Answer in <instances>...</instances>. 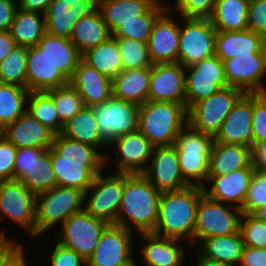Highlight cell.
<instances>
[{"mask_svg": "<svg viewBox=\"0 0 266 266\" xmlns=\"http://www.w3.org/2000/svg\"><path fill=\"white\" fill-rule=\"evenodd\" d=\"M180 19V15L166 9L154 22L147 41L153 64L177 62Z\"/></svg>", "mask_w": 266, "mask_h": 266, "instance_id": "21", "label": "cell"}, {"mask_svg": "<svg viewBox=\"0 0 266 266\" xmlns=\"http://www.w3.org/2000/svg\"><path fill=\"white\" fill-rule=\"evenodd\" d=\"M240 232L244 245L266 249V222L252 213H243L240 221Z\"/></svg>", "mask_w": 266, "mask_h": 266, "instance_id": "47", "label": "cell"}, {"mask_svg": "<svg viewBox=\"0 0 266 266\" xmlns=\"http://www.w3.org/2000/svg\"><path fill=\"white\" fill-rule=\"evenodd\" d=\"M69 83L77 90L85 106L103 104L112 97V80L82 59L75 68Z\"/></svg>", "mask_w": 266, "mask_h": 266, "instance_id": "28", "label": "cell"}, {"mask_svg": "<svg viewBox=\"0 0 266 266\" xmlns=\"http://www.w3.org/2000/svg\"><path fill=\"white\" fill-rule=\"evenodd\" d=\"M216 34L210 19L181 17L177 62L188 67L215 55Z\"/></svg>", "mask_w": 266, "mask_h": 266, "instance_id": "12", "label": "cell"}, {"mask_svg": "<svg viewBox=\"0 0 266 266\" xmlns=\"http://www.w3.org/2000/svg\"><path fill=\"white\" fill-rule=\"evenodd\" d=\"M26 65V88L30 92L48 91L69 84V80L36 45L28 47Z\"/></svg>", "mask_w": 266, "mask_h": 266, "instance_id": "26", "label": "cell"}, {"mask_svg": "<svg viewBox=\"0 0 266 266\" xmlns=\"http://www.w3.org/2000/svg\"><path fill=\"white\" fill-rule=\"evenodd\" d=\"M0 238V266L3 261L21 244L23 241L19 238Z\"/></svg>", "mask_w": 266, "mask_h": 266, "instance_id": "58", "label": "cell"}, {"mask_svg": "<svg viewBox=\"0 0 266 266\" xmlns=\"http://www.w3.org/2000/svg\"><path fill=\"white\" fill-rule=\"evenodd\" d=\"M107 225L105 221L94 218L82 210L67 218L58 227V231L54 232L52 240L74 250L87 261L93 254L100 235Z\"/></svg>", "mask_w": 266, "mask_h": 266, "instance_id": "11", "label": "cell"}, {"mask_svg": "<svg viewBox=\"0 0 266 266\" xmlns=\"http://www.w3.org/2000/svg\"><path fill=\"white\" fill-rule=\"evenodd\" d=\"M138 130L154 147L174 145L188 123L186 104L148 100L138 108Z\"/></svg>", "mask_w": 266, "mask_h": 266, "instance_id": "4", "label": "cell"}, {"mask_svg": "<svg viewBox=\"0 0 266 266\" xmlns=\"http://www.w3.org/2000/svg\"><path fill=\"white\" fill-rule=\"evenodd\" d=\"M49 155L57 185L84 193L96 175L105 170V155L98 148L61 133L54 135Z\"/></svg>", "mask_w": 266, "mask_h": 266, "instance_id": "1", "label": "cell"}, {"mask_svg": "<svg viewBox=\"0 0 266 266\" xmlns=\"http://www.w3.org/2000/svg\"><path fill=\"white\" fill-rule=\"evenodd\" d=\"M135 236L120 225L108 224L87 260V266H133L136 260Z\"/></svg>", "mask_w": 266, "mask_h": 266, "instance_id": "14", "label": "cell"}, {"mask_svg": "<svg viewBox=\"0 0 266 266\" xmlns=\"http://www.w3.org/2000/svg\"><path fill=\"white\" fill-rule=\"evenodd\" d=\"M242 214L240 208L213 200L204 193L196 209L194 249L205 238L238 233Z\"/></svg>", "mask_w": 266, "mask_h": 266, "instance_id": "9", "label": "cell"}, {"mask_svg": "<svg viewBox=\"0 0 266 266\" xmlns=\"http://www.w3.org/2000/svg\"><path fill=\"white\" fill-rule=\"evenodd\" d=\"M247 29L266 39V0H250Z\"/></svg>", "mask_w": 266, "mask_h": 266, "instance_id": "52", "label": "cell"}, {"mask_svg": "<svg viewBox=\"0 0 266 266\" xmlns=\"http://www.w3.org/2000/svg\"><path fill=\"white\" fill-rule=\"evenodd\" d=\"M250 0H216L210 21L216 31L247 30Z\"/></svg>", "mask_w": 266, "mask_h": 266, "instance_id": "39", "label": "cell"}, {"mask_svg": "<svg viewBox=\"0 0 266 266\" xmlns=\"http://www.w3.org/2000/svg\"><path fill=\"white\" fill-rule=\"evenodd\" d=\"M82 210L84 192L76 188L56 185L36 195L35 239L53 234L67 218Z\"/></svg>", "mask_w": 266, "mask_h": 266, "instance_id": "5", "label": "cell"}, {"mask_svg": "<svg viewBox=\"0 0 266 266\" xmlns=\"http://www.w3.org/2000/svg\"><path fill=\"white\" fill-rule=\"evenodd\" d=\"M223 65L227 86L244 93H266V53L238 55Z\"/></svg>", "mask_w": 266, "mask_h": 266, "instance_id": "19", "label": "cell"}, {"mask_svg": "<svg viewBox=\"0 0 266 266\" xmlns=\"http://www.w3.org/2000/svg\"><path fill=\"white\" fill-rule=\"evenodd\" d=\"M193 251H195V252H193ZM191 253L193 255H191ZM189 255H191V256H188V257H190V259H192L191 258L192 256H193V259L195 258V260H193V261H195V262H193V265H195V266H234V265H231V264H228V263H223V262H219V261H215V260H211V259L205 258V257L201 256L193 248L190 250Z\"/></svg>", "mask_w": 266, "mask_h": 266, "instance_id": "60", "label": "cell"}, {"mask_svg": "<svg viewBox=\"0 0 266 266\" xmlns=\"http://www.w3.org/2000/svg\"><path fill=\"white\" fill-rule=\"evenodd\" d=\"M61 134L67 138L92 145L104 155L108 149V143L98 131L95 115L90 106H84L81 111L65 123Z\"/></svg>", "mask_w": 266, "mask_h": 266, "instance_id": "36", "label": "cell"}, {"mask_svg": "<svg viewBox=\"0 0 266 266\" xmlns=\"http://www.w3.org/2000/svg\"><path fill=\"white\" fill-rule=\"evenodd\" d=\"M97 8V0H53L44 16L47 33L70 38L73 27Z\"/></svg>", "mask_w": 266, "mask_h": 266, "instance_id": "24", "label": "cell"}, {"mask_svg": "<svg viewBox=\"0 0 266 266\" xmlns=\"http://www.w3.org/2000/svg\"><path fill=\"white\" fill-rule=\"evenodd\" d=\"M151 68L123 69L112 79V97L143 105L148 101Z\"/></svg>", "mask_w": 266, "mask_h": 266, "instance_id": "31", "label": "cell"}, {"mask_svg": "<svg viewBox=\"0 0 266 266\" xmlns=\"http://www.w3.org/2000/svg\"><path fill=\"white\" fill-rule=\"evenodd\" d=\"M254 171L253 168H242L223 176H208L203 191L213 200L242 209Z\"/></svg>", "mask_w": 266, "mask_h": 266, "instance_id": "25", "label": "cell"}, {"mask_svg": "<svg viewBox=\"0 0 266 266\" xmlns=\"http://www.w3.org/2000/svg\"><path fill=\"white\" fill-rule=\"evenodd\" d=\"M255 217L266 222V205L259 207L252 213Z\"/></svg>", "mask_w": 266, "mask_h": 266, "instance_id": "61", "label": "cell"}, {"mask_svg": "<svg viewBox=\"0 0 266 266\" xmlns=\"http://www.w3.org/2000/svg\"><path fill=\"white\" fill-rule=\"evenodd\" d=\"M136 237L138 240L135 238V242L140 243L135 244L138 246H135V249L138 250H135V259H138L143 266H187L188 260L186 261V259L191 250V246L187 242L160 237L153 233H139ZM182 245H187V247ZM138 261L135 260V264L142 266Z\"/></svg>", "mask_w": 266, "mask_h": 266, "instance_id": "16", "label": "cell"}, {"mask_svg": "<svg viewBox=\"0 0 266 266\" xmlns=\"http://www.w3.org/2000/svg\"><path fill=\"white\" fill-rule=\"evenodd\" d=\"M18 44L9 31L0 32V62L4 60Z\"/></svg>", "mask_w": 266, "mask_h": 266, "instance_id": "59", "label": "cell"}, {"mask_svg": "<svg viewBox=\"0 0 266 266\" xmlns=\"http://www.w3.org/2000/svg\"><path fill=\"white\" fill-rule=\"evenodd\" d=\"M253 114V93H244L235 103L219 131L213 137L215 143L241 144L251 147L254 131L251 120Z\"/></svg>", "mask_w": 266, "mask_h": 266, "instance_id": "23", "label": "cell"}, {"mask_svg": "<svg viewBox=\"0 0 266 266\" xmlns=\"http://www.w3.org/2000/svg\"><path fill=\"white\" fill-rule=\"evenodd\" d=\"M48 57L54 67L70 80L82 55L67 37L54 36L46 33L36 45Z\"/></svg>", "mask_w": 266, "mask_h": 266, "instance_id": "32", "label": "cell"}, {"mask_svg": "<svg viewBox=\"0 0 266 266\" xmlns=\"http://www.w3.org/2000/svg\"><path fill=\"white\" fill-rule=\"evenodd\" d=\"M186 108L227 87L223 61L213 55L185 67Z\"/></svg>", "mask_w": 266, "mask_h": 266, "instance_id": "18", "label": "cell"}, {"mask_svg": "<svg viewBox=\"0 0 266 266\" xmlns=\"http://www.w3.org/2000/svg\"><path fill=\"white\" fill-rule=\"evenodd\" d=\"M153 150L154 146L139 130L127 133L108 144L105 169L115 173L143 174L148 167ZM110 164L111 166L114 164L112 166L114 168L110 167Z\"/></svg>", "mask_w": 266, "mask_h": 266, "instance_id": "8", "label": "cell"}, {"mask_svg": "<svg viewBox=\"0 0 266 266\" xmlns=\"http://www.w3.org/2000/svg\"><path fill=\"white\" fill-rule=\"evenodd\" d=\"M213 142V136L194 129L189 123L180 130L174 146L183 178L190 186L203 187L207 183Z\"/></svg>", "mask_w": 266, "mask_h": 266, "instance_id": "6", "label": "cell"}, {"mask_svg": "<svg viewBox=\"0 0 266 266\" xmlns=\"http://www.w3.org/2000/svg\"><path fill=\"white\" fill-rule=\"evenodd\" d=\"M238 266H266V249L245 246Z\"/></svg>", "mask_w": 266, "mask_h": 266, "instance_id": "54", "label": "cell"}, {"mask_svg": "<svg viewBox=\"0 0 266 266\" xmlns=\"http://www.w3.org/2000/svg\"><path fill=\"white\" fill-rule=\"evenodd\" d=\"M28 47L17 45L11 53L0 62V83L26 87Z\"/></svg>", "mask_w": 266, "mask_h": 266, "instance_id": "43", "label": "cell"}, {"mask_svg": "<svg viewBox=\"0 0 266 266\" xmlns=\"http://www.w3.org/2000/svg\"><path fill=\"white\" fill-rule=\"evenodd\" d=\"M266 53V39L251 30L217 31L215 55L222 61L238 55Z\"/></svg>", "mask_w": 266, "mask_h": 266, "instance_id": "29", "label": "cell"}, {"mask_svg": "<svg viewBox=\"0 0 266 266\" xmlns=\"http://www.w3.org/2000/svg\"><path fill=\"white\" fill-rule=\"evenodd\" d=\"M242 168H252L250 147L213 142L209 156L208 176H223Z\"/></svg>", "mask_w": 266, "mask_h": 266, "instance_id": "30", "label": "cell"}, {"mask_svg": "<svg viewBox=\"0 0 266 266\" xmlns=\"http://www.w3.org/2000/svg\"><path fill=\"white\" fill-rule=\"evenodd\" d=\"M0 218L19 226L35 240L36 195L17 179L0 181Z\"/></svg>", "mask_w": 266, "mask_h": 266, "instance_id": "10", "label": "cell"}, {"mask_svg": "<svg viewBox=\"0 0 266 266\" xmlns=\"http://www.w3.org/2000/svg\"><path fill=\"white\" fill-rule=\"evenodd\" d=\"M139 104L109 98L105 103L93 105L92 109L101 137L109 144L113 139L134 132L139 128Z\"/></svg>", "mask_w": 266, "mask_h": 266, "instance_id": "17", "label": "cell"}, {"mask_svg": "<svg viewBox=\"0 0 266 266\" xmlns=\"http://www.w3.org/2000/svg\"><path fill=\"white\" fill-rule=\"evenodd\" d=\"M1 134L17 149L41 148L48 150L52 146L54 134L27 111L8 124Z\"/></svg>", "mask_w": 266, "mask_h": 266, "instance_id": "27", "label": "cell"}, {"mask_svg": "<svg viewBox=\"0 0 266 266\" xmlns=\"http://www.w3.org/2000/svg\"><path fill=\"white\" fill-rule=\"evenodd\" d=\"M26 111L54 135L62 133L61 123L53 98L46 92H30L27 98Z\"/></svg>", "mask_w": 266, "mask_h": 266, "instance_id": "42", "label": "cell"}, {"mask_svg": "<svg viewBox=\"0 0 266 266\" xmlns=\"http://www.w3.org/2000/svg\"><path fill=\"white\" fill-rule=\"evenodd\" d=\"M157 0H97V8L113 34L123 23L137 20Z\"/></svg>", "mask_w": 266, "mask_h": 266, "instance_id": "34", "label": "cell"}, {"mask_svg": "<svg viewBox=\"0 0 266 266\" xmlns=\"http://www.w3.org/2000/svg\"><path fill=\"white\" fill-rule=\"evenodd\" d=\"M29 93L26 87L0 83V130L26 112Z\"/></svg>", "mask_w": 266, "mask_h": 266, "instance_id": "40", "label": "cell"}, {"mask_svg": "<svg viewBox=\"0 0 266 266\" xmlns=\"http://www.w3.org/2000/svg\"><path fill=\"white\" fill-rule=\"evenodd\" d=\"M203 187L189 186L179 191L162 192L158 221L153 234L187 242L194 249L196 209Z\"/></svg>", "mask_w": 266, "mask_h": 266, "instance_id": "2", "label": "cell"}, {"mask_svg": "<svg viewBox=\"0 0 266 266\" xmlns=\"http://www.w3.org/2000/svg\"><path fill=\"white\" fill-rule=\"evenodd\" d=\"M46 92L53 98L59 119L63 125L85 106L83 99L70 83Z\"/></svg>", "mask_w": 266, "mask_h": 266, "instance_id": "44", "label": "cell"}, {"mask_svg": "<svg viewBox=\"0 0 266 266\" xmlns=\"http://www.w3.org/2000/svg\"><path fill=\"white\" fill-rule=\"evenodd\" d=\"M17 8L18 0H0V32L10 30Z\"/></svg>", "mask_w": 266, "mask_h": 266, "instance_id": "53", "label": "cell"}, {"mask_svg": "<svg viewBox=\"0 0 266 266\" xmlns=\"http://www.w3.org/2000/svg\"><path fill=\"white\" fill-rule=\"evenodd\" d=\"M250 153L252 168L255 171L266 172V141H254Z\"/></svg>", "mask_w": 266, "mask_h": 266, "instance_id": "55", "label": "cell"}, {"mask_svg": "<svg viewBox=\"0 0 266 266\" xmlns=\"http://www.w3.org/2000/svg\"><path fill=\"white\" fill-rule=\"evenodd\" d=\"M165 0H157L137 20L123 23L112 35L115 38H130L141 42L148 41L157 18L167 9Z\"/></svg>", "mask_w": 266, "mask_h": 266, "instance_id": "41", "label": "cell"}, {"mask_svg": "<svg viewBox=\"0 0 266 266\" xmlns=\"http://www.w3.org/2000/svg\"><path fill=\"white\" fill-rule=\"evenodd\" d=\"M111 32L103 20L101 11L96 8L89 15L81 17L73 27L70 40L82 55L106 41Z\"/></svg>", "mask_w": 266, "mask_h": 266, "instance_id": "35", "label": "cell"}, {"mask_svg": "<svg viewBox=\"0 0 266 266\" xmlns=\"http://www.w3.org/2000/svg\"><path fill=\"white\" fill-rule=\"evenodd\" d=\"M125 184V174L105 169L96 175L84 193V210L94 218L116 224Z\"/></svg>", "mask_w": 266, "mask_h": 266, "instance_id": "7", "label": "cell"}, {"mask_svg": "<svg viewBox=\"0 0 266 266\" xmlns=\"http://www.w3.org/2000/svg\"><path fill=\"white\" fill-rule=\"evenodd\" d=\"M15 179L35 195L57 185L49 149L20 148L15 160Z\"/></svg>", "mask_w": 266, "mask_h": 266, "instance_id": "15", "label": "cell"}, {"mask_svg": "<svg viewBox=\"0 0 266 266\" xmlns=\"http://www.w3.org/2000/svg\"><path fill=\"white\" fill-rule=\"evenodd\" d=\"M243 94L240 89L227 86L209 97L200 99L188 109V123L194 129L214 137Z\"/></svg>", "mask_w": 266, "mask_h": 266, "instance_id": "13", "label": "cell"}, {"mask_svg": "<svg viewBox=\"0 0 266 266\" xmlns=\"http://www.w3.org/2000/svg\"><path fill=\"white\" fill-rule=\"evenodd\" d=\"M148 100L186 104L185 67L175 63H157L151 67Z\"/></svg>", "mask_w": 266, "mask_h": 266, "instance_id": "22", "label": "cell"}, {"mask_svg": "<svg viewBox=\"0 0 266 266\" xmlns=\"http://www.w3.org/2000/svg\"><path fill=\"white\" fill-rule=\"evenodd\" d=\"M244 247L243 237L239 231L231 235L205 238L194 250L205 258L238 266Z\"/></svg>", "mask_w": 266, "mask_h": 266, "instance_id": "33", "label": "cell"}, {"mask_svg": "<svg viewBox=\"0 0 266 266\" xmlns=\"http://www.w3.org/2000/svg\"><path fill=\"white\" fill-rule=\"evenodd\" d=\"M251 125L254 141H266V93H253Z\"/></svg>", "mask_w": 266, "mask_h": 266, "instance_id": "49", "label": "cell"}, {"mask_svg": "<svg viewBox=\"0 0 266 266\" xmlns=\"http://www.w3.org/2000/svg\"><path fill=\"white\" fill-rule=\"evenodd\" d=\"M18 149L0 135V181L15 179V160Z\"/></svg>", "mask_w": 266, "mask_h": 266, "instance_id": "51", "label": "cell"}, {"mask_svg": "<svg viewBox=\"0 0 266 266\" xmlns=\"http://www.w3.org/2000/svg\"><path fill=\"white\" fill-rule=\"evenodd\" d=\"M123 69L151 68L148 44L130 38H117Z\"/></svg>", "mask_w": 266, "mask_h": 266, "instance_id": "45", "label": "cell"}, {"mask_svg": "<svg viewBox=\"0 0 266 266\" xmlns=\"http://www.w3.org/2000/svg\"><path fill=\"white\" fill-rule=\"evenodd\" d=\"M143 175L161 192L179 191L190 185L184 180L176 147H154Z\"/></svg>", "mask_w": 266, "mask_h": 266, "instance_id": "20", "label": "cell"}, {"mask_svg": "<svg viewBox=\"0 0 266 266\" xmlns=\"http://www.w3.org/2000/svg\"><path fill=\"white\" fill-rule=\"evenodd\" d=\"M26 243H21L1 264V266H33L30 264L32 256H28L27 249L25 248ZM25 248V249H24ZM29 257V258H28ZM31 258V259H30ZM38 266V265H35Z\"/></svg>", "mask_w": 266, "mask_h": 266, "instance_id": "56", "label": "cell"}, {"mask_svg": "<svg viewBox=\"0 0 266 266\" xmlns=\"http://www.w3.org/2000/svg\"><path fill=\"white\" fill-rule=\"evenodd\" d=\"M0 229H2L0 230V238H10L8 237L9 232H7L8 230L6 228H0Z\"/></svg>", "mask_w": 266, "mask_h": 266, "instance_id": "62", "label": "cell"}, {"mask_svg": "<svg viewBox=\"0 0 266 266\" xmlns=\"http://www.w3.org/2000/svg\"><path fill=\"white\" fill-rule=\"evenodd\" d=\"M53 0H18V7L22 10L45 14Z\"/></svg>", "mask_w": 266, "mask_h": 266, "instance_id": "57", "label": "cell"}, {"mask_svg": "<svg viewBox=\"0 0 266 266\" xmlns=\"http://www.w3.org/2000/svg\"><path fill=\"white\" fill-rule=\"evenodd\" d=\"M161 193L143 174H125L116 225L135 234L153 233L158 221Z\"/></svg>", "mask_w": 266, "mask_h": 266, "instance_id": "3", "label": "cell"}, {"mask_svg": "<svg viewBox=\"0 0 266 266\" xmlns=\"http://www.w3.org/2000/svg\"><path fill=\"white\" fill-rule=\"evenodd\" d=\"M170 12L184 18L210 19L216 0H165ZM168 1V2H167ZM173 3H172V2Z\"/></svg>", "mask_w": 266, "mask_h": 266, "instance_id": "46", "label": "cell"}, {"mask_svg": "<svg viewBox=\"0 0 266 266\" xmlns=\"http://www.w3.org/2000/svg\"><path fill=\"white\" fill-rule=\"evenodd\" d=\"M266 205V172L254 171L251 184L246 193L242 213H253Z\"/></svg>", "mask_w": 266, "mask_h": 266, "instance_id": "48", "label": "cell"}, {"mask_svg": "<svg viewBox=\"0 0 266 266\" xmlns=\"http://www.w3.org/2000/svg\"><path fill=\"white\" fill-rule=\"evenodd\" d=\"M53 249H50L48 256V266H87V261L84 260L74 250L66 248L57 241H53Z\"/></svg>", "mask_w": 266, "mask_h": 266, "instance_id": "50", "label": "cell"}, {"mask_svg": "<svg viewBox=\"0 0 266 266\" xmlns=\"http://www.w3.org/2000/svg\"><path fill=\"white\" fill-rule=\"evenodd\" d=\"M9 32L18 45L35 46L47 33L45 16L18 7Z\"/></svg>", "mask_w": 266, "mask_h": 266, "instance_id": "38", "label": "cell"}, {"mask_svg": "<svg viewBox=\"0 0 266 266\" xmlns=\"http://www.w3.org/2000/svg\"><path fill=\"white\" fill-rule=\"evenodd\" d=\"M81 59L111 80L123 70L118 40L113 35L83 53Z\"/></svg>", "mask_w": 266, "mask_h": 266, "instance_id": "37", "label": "cell"}]
</instances>
